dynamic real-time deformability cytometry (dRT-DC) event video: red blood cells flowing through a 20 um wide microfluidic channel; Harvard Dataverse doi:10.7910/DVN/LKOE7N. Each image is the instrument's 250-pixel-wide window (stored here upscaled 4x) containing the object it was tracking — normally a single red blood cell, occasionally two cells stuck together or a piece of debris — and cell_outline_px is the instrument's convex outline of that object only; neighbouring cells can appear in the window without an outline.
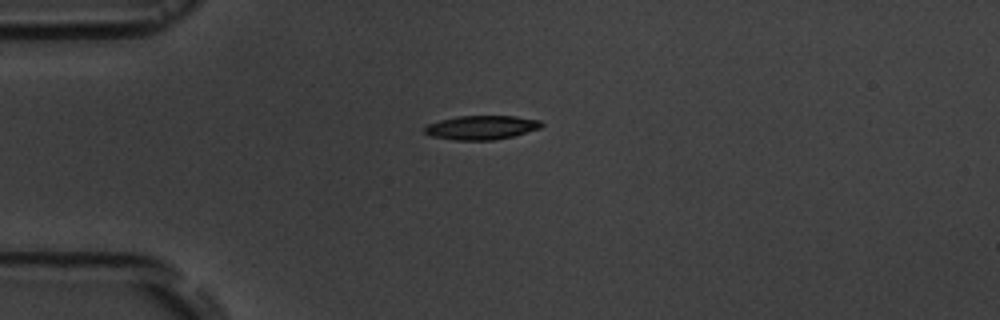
{"species": "common noctule bat (a hibernating species)", "species_latin": "Nyctalus noctula", "temperature_condition": "room temperature", "stored_images_in_passage": 6, "camera_frame_rate_fps": 3000, "um_per_image_px": 0.085, "animal": {"sex": "male", "body_mass_g": 19.5, "forearm_length_mm": 54.6}, "frame": {"image": 1, "passage_image": 4, "time_ms": 3.333, "image_size_px": [1000, 320], "cell_outline_px": [[544, 124], [540, 128], [512, 136], [492, 140], [456, 140], [432, 136], [424, 132], [424, 128], [428, 124], [440, 120], [456, 116], [516, 116], [540, 120]], "centroid_in_image_um": [40.92, 10.83], "position_along_channel_um": 44.1, "area_um2": 16.24}}
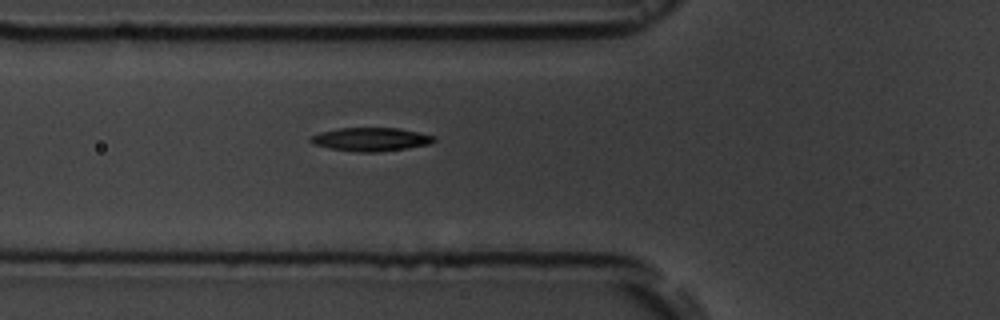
{"frame": {"image": 2, "passage_image": 6, "time_ms": 5.333, "image_size_px": [1000, 320], "cell_outline_px": [[436, 140], [432, 144], [408, 148], [376, 152], [360, 152], [328, 148], [312, 144], [308, 140], [312, 136], [320, 132], [340, 128], [400, 128], [436, 136]], "centroid_in_image_um": [31.55, 11.84], "position_along_channel_um": 94.3, "area_um2": 16.99}}